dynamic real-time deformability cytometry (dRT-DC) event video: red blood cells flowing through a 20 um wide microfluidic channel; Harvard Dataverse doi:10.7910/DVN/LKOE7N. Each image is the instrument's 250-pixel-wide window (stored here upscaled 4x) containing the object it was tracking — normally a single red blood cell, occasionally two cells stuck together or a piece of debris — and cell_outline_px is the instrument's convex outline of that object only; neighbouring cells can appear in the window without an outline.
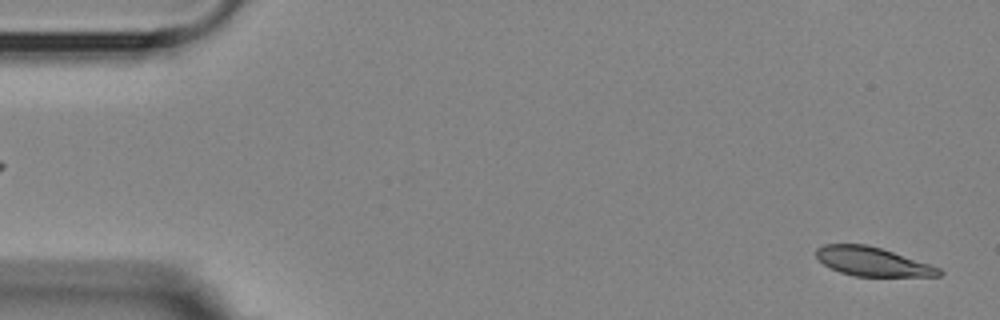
{"species": "Egyptian fruit bat (a non-hibernating species)", "species_latin": "Rousettus aegyptiacus", "temperature_condition": "room temperature", "stored_images_in_passage": 4, "camera_frame_rate_fps": 3000, "um_per_image_px": 0.085, "animal": {"sex": "female"}, "frame": {"image": 1, "passage_image": 4, "time_ms": 3.667, "image_size_px": [1000, 320], "cell_outline_px": [[944, 272], [940, 276], [856, 276], [840, 272], [824, 264], [816, 256], [816, 248], [824, 244], [864, 244], [880, 248], [940, 268]], "centroid_in_image_um": [74.14, 22.24], "position_along_channel_um": 10.9, "area_um2": 20.29}}